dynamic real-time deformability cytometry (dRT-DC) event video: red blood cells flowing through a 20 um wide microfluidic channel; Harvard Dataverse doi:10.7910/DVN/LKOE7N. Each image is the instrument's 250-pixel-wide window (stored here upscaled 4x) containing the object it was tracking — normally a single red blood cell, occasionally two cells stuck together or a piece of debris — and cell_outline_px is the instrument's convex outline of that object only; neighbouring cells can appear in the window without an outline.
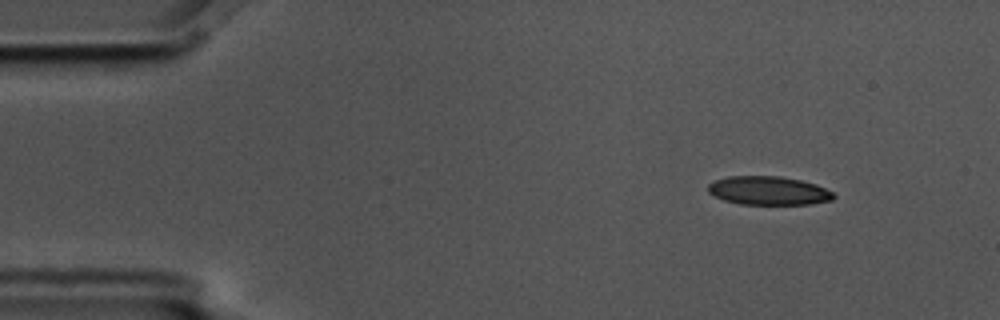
{"species": "common noctule bat (a hibernating species)", "species_latin": "Nyctalus noctula", "temperature_condition": "cold", "stored_images_in_passage": 3, "camera_frame_rate_fps": 3000, "um_per_image_px": 0.085, "animal": {"sex": "male", "body_mass_g": 17.5, "forearm_length_mm": 52.3}, "frame": {"image": 1, "passage_image": 1, "time_ms": 0.0, "image_size_px": [1000, 320], "cell_outline_px": [[836, 196], [832, 200], [812, 204], [740, 204], [724, 200], [708, 192], [708, 184], [712, 180], [728, 176], [780, 176], [800, 180], [816, 184], [832, 192]], "centroid_in_image_um": [65.31, 16.2], "position_along_channel_um": 19.7, "area_um2": 20.98}}